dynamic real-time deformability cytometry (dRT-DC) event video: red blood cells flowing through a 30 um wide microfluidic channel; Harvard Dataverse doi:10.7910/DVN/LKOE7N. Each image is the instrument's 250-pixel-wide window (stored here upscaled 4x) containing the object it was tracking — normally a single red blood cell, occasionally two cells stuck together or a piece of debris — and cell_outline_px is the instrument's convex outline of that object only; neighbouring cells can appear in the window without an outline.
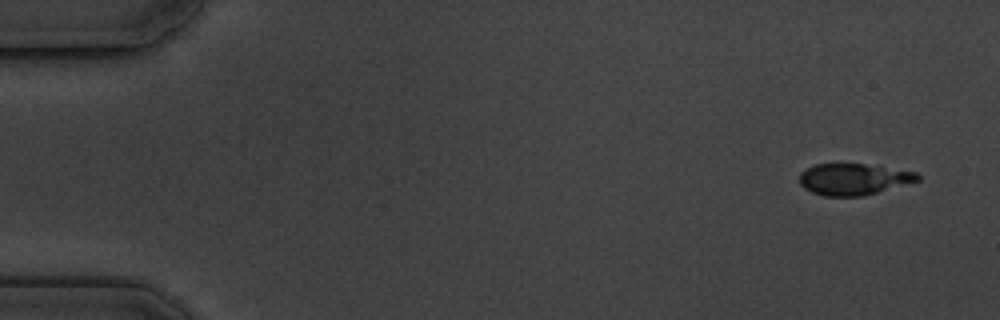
{"species": "common noctule bat (a hibernating species)", "species_latin": "Nyctalus noctula", "temperature_condition": "cold", "stored_images_in_passage": 4, "camera_frame_rate_fps": 3000, "um_per_image_px": 0.085, "animal": {"sex": "male", "body_mass_g": 19.5, "forearm_length_mm": 54.6}, "frame": {"image": 1, "passage_image": 1, "time_ms": 0.0, "image_size_px": [1000, 320], "cell_outline_px": [[920, 180], [864, 196], [824, 196], [812, 192], [804, 188], [800, 184], [800, 172], [816, 164], [880, 164], [916, 172], [920, 176]], "centroid_in_image_um": [72.6, 15.22], "position_along_channel_um": 12.4, "area_um2": 21.91}}